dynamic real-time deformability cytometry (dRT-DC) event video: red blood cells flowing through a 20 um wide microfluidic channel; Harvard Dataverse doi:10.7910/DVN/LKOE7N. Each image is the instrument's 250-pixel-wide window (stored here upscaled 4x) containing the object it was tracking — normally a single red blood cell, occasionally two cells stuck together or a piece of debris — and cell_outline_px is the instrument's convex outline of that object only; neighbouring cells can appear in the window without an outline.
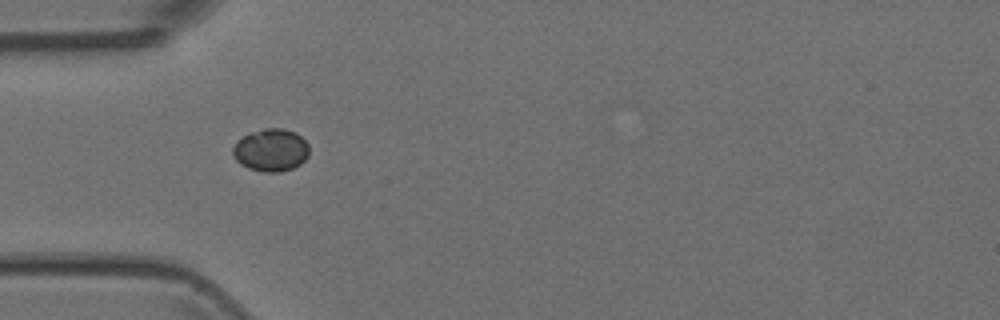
{"species": "Egyptian fruit bat (a non-hibernating species)", "species_latin": "Rousettus aegyptiacus", "temperature_condition": "room temperature", "stored_images_in_passage": 1, "camera_frame_rate_fps": 3000, "um_per_image_px": 0.085, "animal": {"sex": "female"}, "frame": {"image": 1, "passage_image": 1, "time_ms": 0.0, "image_size_px": [1000, 320], "cell_outline_px": [[308, 156], [300, 164], [292, 168], [280, 172], [264, 172], [248, 168], [240, 164], [232, 156], [232, 148], [236, 140], [252, 132], [264, 128], [280, 128], [296, 132], [308, 144]], "centroid_in_image_um": [23.0, 12.76], "position_along_channel_um": 62.0, "area_um2": 19.02}}